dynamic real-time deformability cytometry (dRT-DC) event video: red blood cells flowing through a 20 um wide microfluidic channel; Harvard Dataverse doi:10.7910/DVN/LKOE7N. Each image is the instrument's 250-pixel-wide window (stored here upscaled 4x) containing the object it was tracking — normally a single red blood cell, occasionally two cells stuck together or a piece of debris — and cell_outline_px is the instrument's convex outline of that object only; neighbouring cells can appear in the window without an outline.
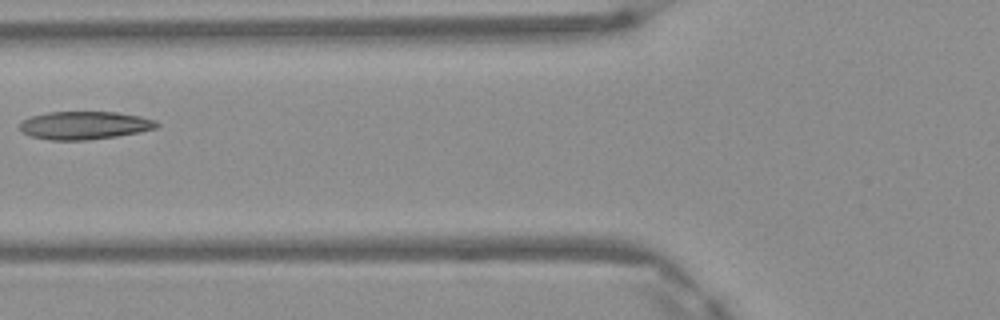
{"species": "Egyptian fruit bat (a non-hibernating species)", "species_latin": "Rousettus aegyptiacus", "temperature_condition": "warm", "stored_images_in_passage": 6, "camera_frame_rate_fps": 3000, "um_per_image_px": 0.085, "frame": {"image": 1, "passage_image": 6, "time_ms": 1.667, "image_size_px": [1000, 320], "cell_outline_px": [[160, 124], [156, 128], [140, 132], [116, 136], [88, 140], [48, 140], [28, 136], [20, 128], [20, 120], [32, 116], [48, 112], [116, 112], [140, 116], [156, 120]], "centroid_in_image_um": [7.18, 10.65], "position_along_channel_um": 118.6, "area_um2": 22.48}}